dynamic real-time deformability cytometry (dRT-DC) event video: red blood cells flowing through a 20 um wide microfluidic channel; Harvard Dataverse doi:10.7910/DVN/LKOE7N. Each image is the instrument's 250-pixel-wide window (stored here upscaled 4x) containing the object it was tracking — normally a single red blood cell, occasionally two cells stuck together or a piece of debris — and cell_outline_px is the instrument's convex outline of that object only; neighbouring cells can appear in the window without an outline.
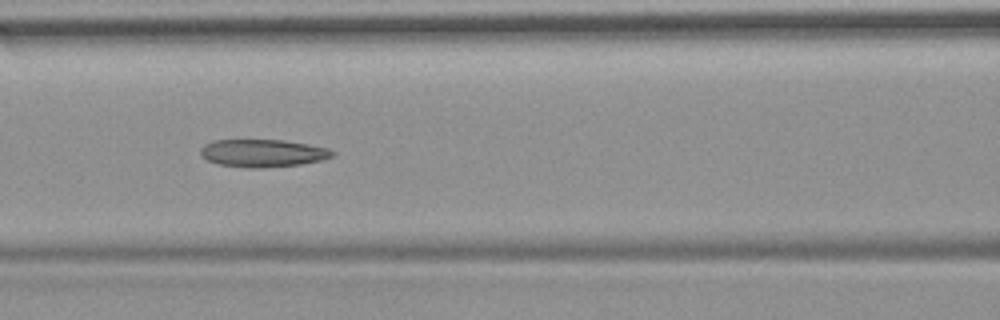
{"species": "common noctule bat (a hibernating species)", "species_latin": "Nyctalus noctula", "temperature_condition": "room temperature", "stored_images_in_passage": 9, "camera_frame_rate_fps": 3000, "um_per_image_px": 0.085, "animal": {"sex": "female", "body_mass_g": 19.9}, "frame": {"image": 1, "passage_image": 6, "time_ms": 6.0, "image_size_px": [1000, 320], "cell_outline_px": [[336, 152], [332, 156], [320, 160], [300, 164], [260, 168], [248, 168], [216, 164], [200, 156], [200, 148], [204, 144], [212, 140], [284, 140], [308, 144], [328, 148]], "centroid_in_image_um": [22.29, 13.01], "position_along_channel_um": 144.3, "area_um2": 21.33}}
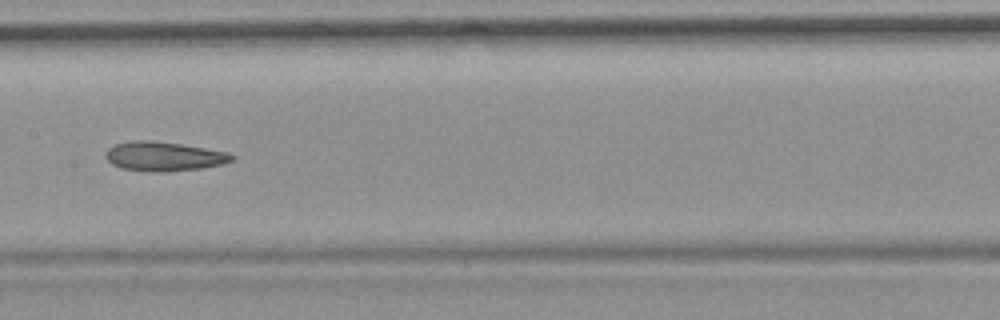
{"frame": {"image": 2, "passage_image": 7, "time_ms": 7.333, "image_size_px": [1000, 320], "cell_outline_px": [[236, 156], [232, 160], [224, 164], [200, 168], [168, 172], [148, 172], [120, 168], [112, 164], [104, 156], [108, 148], [116, 144], [132, 140], [152, 140], [180, 144], [228, 152]], "centroid_in_image_um": [13.91, 13.3], "position_along_channel_um": 193.5, "area_um2": 21.68}}